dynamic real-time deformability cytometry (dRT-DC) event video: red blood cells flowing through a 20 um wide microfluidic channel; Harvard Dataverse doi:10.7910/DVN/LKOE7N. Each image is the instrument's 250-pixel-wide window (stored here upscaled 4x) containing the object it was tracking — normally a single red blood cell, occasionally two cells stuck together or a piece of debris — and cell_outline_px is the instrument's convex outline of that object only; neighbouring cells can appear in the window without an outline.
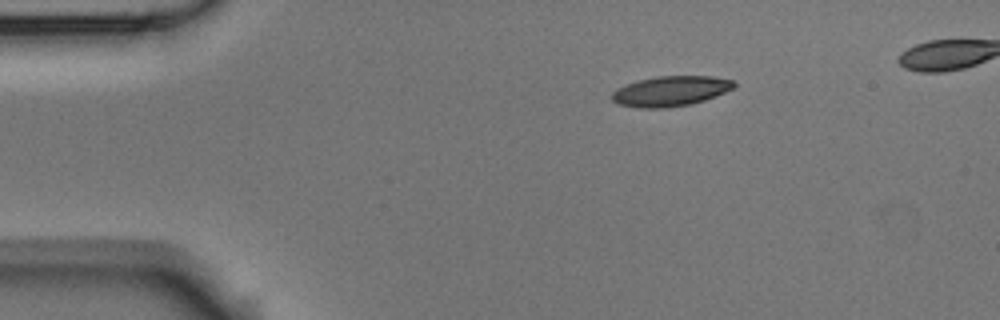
{"species": "Egyptian fruit bat (a non-hibernating species)", "species_latin": "Rousettus aegyptiacus", "temperature_condition": "room temperature", "stored_images_in_passage": 3, "camera_frame_rate_fps": 3000, "um_per_image_px": 0.085, "animal": {"sex": "male"}, "frame": {"image": 1, "passage_image": 1, "time_ms": 0.0, "image_size_px": [1000, 320], "cell_outline_px": [[736, 84], [732, 88], [724, 92], [704, 100], [692, 104], [664, 108], [636, 108], [616, 104], [612, 100], [612, 92], [616, 88], [640, 80], [660, 76], [712, 76], [736, 80]], "centroid_in_image_um": [56.99, 7.75], "position_along_channel_um": 28.0, "area_um2": 21.44}}